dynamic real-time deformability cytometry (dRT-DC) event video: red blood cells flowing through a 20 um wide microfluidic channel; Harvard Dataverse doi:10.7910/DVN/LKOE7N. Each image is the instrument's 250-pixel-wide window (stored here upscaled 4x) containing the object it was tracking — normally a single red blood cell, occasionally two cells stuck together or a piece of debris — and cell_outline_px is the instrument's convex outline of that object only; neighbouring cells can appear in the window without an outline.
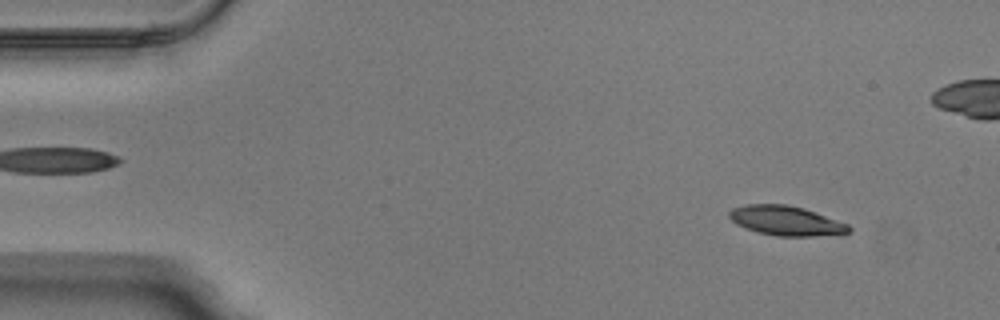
{"species": "Egyptian fruit bat (a non-hibernating species)", "species_latin": "Rousettus aegyptiacus", "temperature_condition": "warm", "stored_images_in_passage": 21, "camera_frame_rate_fps": 3000, "um_per_image_px": 0.085, "animal": {"sex": "male"}, "frame": {"image": 1, "passage_image": 5, "time_ms": 1.333, "image_size_px": [1000, 320], "cell_outline_px": [[848, 228], [844, 232], [768, 232], [756, 228], [768, 208], [796, 208], [808, 212]], "centroid_in_image_um": [67.68, 18.86], "position_along_channel_um": 17.3, "area_um2": 11.21}}